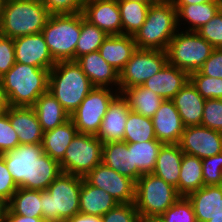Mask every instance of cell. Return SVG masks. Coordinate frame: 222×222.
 <instances>
[{"label": "cell", "instance_id": "4fadbf2b", "mask_svg": "<svg viewBox=\"0 0 222 222\" xmlns=\"http://www.w3.org/2000/svg\"><path fill=\"white\" fill-rule=\"evenodd\" d=\"M84 179L90 185L103 189L118 203H134L135 182L103 163L91 170Z\"/></svg>", "mask_w": 222, "mask_h": 222}, {"label": "cell", "instance_id": "db71d44e", "mask_svg": "<svg viewBox=\"0 0 222 222\" xmlns=\"http://www.w3.org/2000/svg\"><path fill=\"white\" fill-rule=\"evenodd\" d=\"M6 108H7L6 98L3 94L2 83H1V80H0V113L5 111Z\"/></svg>", "mask_w": 222, "mask_h": 222}, {"label": "cell", "instance_id": "816d5d0a", "mask_svg": "<svg viewBox=\"0 0 222 222\" xmlns=\"http://www.w3.org/2000/svg\"><path fill=\"white\" fill-rule=\"evenodd\" d=\"M212 1H220V0H173V5H190V4H200L207 3Z\"/></svg>", "mask_w": 222, "mask_h": 222}, {"label": "cell", "instance_id": "277c9868", "mask_svg": "<svg viewBox=\"0 0 222 222\" xmlns=\"http://www.w3.org/2000/svg\"><path fill=\"white\" fill-rule=\"evenodd\" d=\"M87 75L74 61H58L49 72L48 91L71 115L93 89Z\"/></svg>", "mask_w": 222, "mask_h": 222}, {"label": "cell", "instance_id": "7bdbcfd3", "mask_svg": "<svg viewBox=\"0 0 222 222\" xmlns=\"http://www.w3.org/2000/svg\"><path fill=\"white\" fill-rule=\"evenodd\" d=\"M19 143L18 135L8 117V106L0 113V154L15 149Z\"/></svg>", "mask_w": 222, "mask_h": 222}, {"label": "cell", "instance_id": "52a82bcc", "mask_svg": "<svg viewBox=\"0 0 222 222\" xmlns=\"http://www.w3.org/2000/svg\"><path fill=\"white\" fill-rule=\"evenodd\" d=\"M58 61H75V48L81 33V13L50 15L41 32Z\"/></svg>", "mask_w": 222, "mask_h": 222}, {"label": "cell", "instance_id": "b9f144b4", "mask_svg": "<svg viewBox=\"0 0 222 222\" xmlns=\"http://www.w3.org/2000/svg\"><path fill=\"white\" fill-rule=\"evenodd\" d=\"M196 32L214 48H222V8Z\"/></svg>", "mask_w": 222, "mask_h": 222}, {"label": "cell", "instance_id": "2e32d148", "mask_svg": "<svg viewBox=\"0 0 222 222\" xmlns=\"http://www.w3.org/2000/svg\"><path fill=\"white\" fill-rule=\"evenodd\" d=\"M82 13L86 20L107 35H122L118 0H87Z\"/></svg>", "mask_w": 222, "mask_h": 222}, {"label": "cell", "instance_id": "d6a6232c", "mask_svg": "<svg viewBox=\"0 0 222 222\" xmlns=\"http://www.w3.org/2000/svg\"><path fill=\"white\" fill-rule=\"evenodd\" d=\"M40 190L19 187L7 203L6 214L43 217Z\"/></svg>", "mask_w": 222, "mask_h": 222}, {"label": "cell", "instance_id": "f1b7e54d", "mask_svg": "<svg viewBox=\"0 0 222 222\" xmlns=\"http://www.w3.org/2000/svg\"><path fill=\"white\" fill-rule=\"evenodd\" d=\"M37 114L43 132L52 130L70 119L60 102L47 91L32 106Z\"/></svg>", "mask_w": 222, "mask_h": 222}, {"label": "cell", "instance_id": "d6986e66", "mask_svg": "<svg viewBox=\"0 0 222 222\" xmlns=\"http://www.w3.org/2000/svg\"><path fill=\"white\" fill-rule=\"evenodd\" d=\"M8 117L20 144H42L44 132L33 107L8 106Z\"/></svg>", "mask_w": 222, "mask_h": 222}, {"label": "cell", "instance_id": "e575fe53", "mask_svg": "<svg viewBox=\"0 0 222 222\" xmlns=\"http://www.w3.org/2000/svg\"><path fill=\"white\" fill-rule=\"evenodd\" d=\"M161 146L158 140L132 143V167H136L142 175L152 173Z\"/></svg>", "mask_w": 222, "mask_h": 222}, {"label": "cell", "instance_id": "cb8c5ba5", "mask_svg": "<svg viewBox=\"0 0 222 222\" xmlns=\"http://www.w3.org/2000/svg\"><path fill=\"white\" fill-rule=\"evenodd\" d=\"M102 163L135 183L142 175L136 167H132V143L122 141L103 144Z\"/></svg>", "mask_w": 222, "mask_h": 222}, {"label": "cell", "instance_id": "ab89813d", "mask_svg": "<svg viewBox=\"0 0 222 222\" xmlns=\"http://www.w3.org/2000/svg\"><path fill=\"white\" fill-rule=\"evenodd\" d=\"M204 186L222 185V152L202 159Z\"/></svg>", "mask_w": 222, "mask_h": 222}, {"label": "cell", "instance_id": "6f0895ef", "mask_svg": "<svg viewBox=\"0 0 222 222\" xmlns=\"http://www.w3.org/2000/svg\"><path fill=\"white\" fill-rule=\"evenodd\" d=\"M208 222H222V216L212 217Z\"/></svg>", "mask_w": 222, "mask_h": 222}, {"label": "cell", "instance_id": "7a4b0ae2", "mask_svg": "<svg viewBox=\"0 0 222 222\" xmlns=\"http://www.w3.org/2000/svg\"><path fill=\"white\" fill-rule=\"evenodd\" d=\"M49 72V69L16 62L0 78L7 106L32 107L48 91Z\"/></svg>", "mask_w": 222, "mask_h": 222}, {"label": "cell", "instance_id": "f5cc1de1", "mask_svg": "<svg viewBox=\"0 0 222 222\" xmlns=\"http://www.w3.org/2000/svg\"><path fill=\"white\" fill-rule=\"evenodd\" d=\"M139 222H165L161 216H140Z\"/></svg>", "mask_w": 222, "mask_h": 222}, {"label": "cell", "instance_id": "ee69618b", "mask_svg": "<svg viewBox=\"0 0 222 222\" xmlns=\"http://www.w3.org/2000/svg\"><path fill=\"white\" fill-rule=\"evenodd\" d=\"M139 217L134 203H118L102 216V222H139Z\"/></svg>", "mask_w": 222, "mask_h": 222}, {"label": "cell", "instance_id": "d4e9b609", "mask_svg": "<svg viewBox=\"0 0 222 222\" xmlns=\"http://www.w3.org/2000/svg\"><path fill=\"white\" fill-rule=\"evenodd\" d=\"M137 50L131 35H108L99 47L101 57L120 72Z\"/></svg>", "mask_w": 222, "mask_h": 222}, {"label": "cell", "instance_id": "ac0fdd59", "mask_svg": "<svg viewBox=\"0 0 222 222\" xmlns=\"http://www.w3.org/2000/svg\"><path fill=\"white\" fill-rule=\"evenodd\" d=\"M156 139L162 144H178L185 126L172 100H163L151 118Z\"/></svg>", "mask_w": 222, "mask_h": 222}, {"label": "cell", "instance_id": "11a10c76", "mask_svg": "<svg viewBox=\"0 0 222 222\" xmlns=\"http://www.w3.org/2000/svg\"><path fill=\"white\" fill-rule=\"evenodd\" d=\"M6 211H7V202L0 199V222H5Z\"/></svg>", "mask_w": 222, "mask_h": 222}, {"label": "cell", "instance_id": "4316f807", "mask_svg": "<svg viewBox=\"0 0 222 222\" xmlns=\"http://www.w3.org/2000/svg\"><path fill=\"white\" fill-rule=\"evenodd\" d=\"M118 202L103 189L90 185L84 178L79 198L80 213L102 217Z\"/></svg>", "mask_w": 222, "mask_h": 222}, {"label": "cell", "instance_id": "4dcf8cb0", "mask_svg": "<svg viewBox=\"0 0 222 222\" xmlns=\"http://www.w3.org/2000/svg\"><path fill=\"white\" fill-rule=\"evenodd\" d=\"M122 95L128 100L131 111L150 118L154 116L164 100L157 93L142 85L126 88Z\"/></svg>", "mask_w": 222, "mask_h": 222}, {"label": "cell", "instance_id": "44dd1931", "mask_svg": "<svg viewBox=\"0 0 222 222\" xmlns=\"http://www.w3.org/2000/svg\"><path fill=\"white\" fill-rule=\"evenodd\" d=\"M172 101L185 127L201 125L206 100L190 81L176 93Z\"/></svg>", "mask_w": 222, "mask_h": 222}, {"label": "cell", "instance_id": "6da1fadb", "mask_svg": "<svg viewBox=\"0 0 222 222\" xmlns=\"http://www.w3.org/2000/svg\"><path fill=\"white\" fill-rule=\"evenodd\" d=\"M1 155L18 187L46 190L62 172L59 162L44 153L42 144H20Z\"/></svg>", "mask_w": 222, "mask_h": 222}, {"label": "cell", "instance_id": "5bb4252c", "mask_svg": "<svg viewBox=\"0 0 222 222\" xmlns=\"http://www.w3.org/2000/svg\"><path fill=\"white\" fill-rule=\"evenodd\" d=\"M184 154L200 159L215 156L222 152V132L204 126L184 128L178 143Z\"/></svg>", "mask_w": 222, "mask_h": 222}, {"label": "cell", "instance_id": "e0dca14e", "mask_svg": "<svg viewBox=\"0 0 222 222\" xmlns=\"http://www.w3.org/2000/svg\"><path fill=\"white\" fill-rule=\"evenodd\" d=\"M130 111L128 100L122 93H119L111 101L96 135L102 144L123 141L127 116Z\"/></svg>", "mask_w": 222, "mask_h": 222}, {"label": "cell", "instance_id": "3957f363", "mask_svg": "<svg viewBox=\"0 0 222 222\" xmlns=\"http://www.w3.org/2000/svg\"><path fill=\"white\" fill-rule=\"evenodd\" d=\"M83 178L61 172L46 190H40L41 209L46 222H64L80 213L79 198Z\"/></svg>", "mask_w": 222, "mask_h": 222}, {"label": "cell", "instance_id": "680465c9", "mask_svg": "<svg viewBox=\"0 0 222 222\" xmlns=\"http://www.w3.org/2000/svg\"><path fill=\"white\" fill-rule=\"evenodd\" d=\"M155 4L156 3H172L173 0H152Z\"/></svg>", "mask_w": 222, "mask_h": 222}, {"label": "cell", "instance_id": "7c38bea8", "mask_svg": "<svg viewBox=\"0 0 222 222\" xmlns=\"http://www.w3.org/2000/svg\"><path fill=\"white\" fill-rule=\"evenodd\" d=\"M167 63V53L164 50L137 49L119 72V92L142 85Z\"/></svg>", "mask_w": 222, "mask_h": 222}, {"label": "cell", "instance_id": "8d00e7d4", "mask_svg": "<svg viewBox=\"0 0 222 222\" xmlns=\"http://www.w3.org/2000/svg\"><path fill=\"white\" fill-rule=\"evenodd\" d=\"M107 34L84 18L81 12V33L75 48V61L88 53L99 50Z\"/></svg>", "mask_w": 222, "mask_h": 222}, {"label": "cell", "instance_id": "f35d334b", "mask_svg": "<svg viewBox=\"0 0 222 222\" xmlns=\"http://www.w3.org/2000/svg\"><path fill=\"white\" fill-rule=\"evenodd\" d=\"M161 217L165 222H197L192 203L185 196H180Z\"/></svg>", "mask_w": 222, "mask_h": 222}, {"label": "cell", "instance_id": "9f6ffc18", "mask_svg": "<svg viewBox=\"0 0 222 222\" xmlns=\"http://www.w3.org/2000/svg\"><path fill=\"white\" fill-rule=\"evenodd\" d=\"M126 1H136V2L148 3L150 5L155 4L152 0H126Z\"/></svg>", "mask_w": 222, "mask_h": 222}, {"label": "cell", "instance_id": "30bf717a", "mask_svg": "<svg viewBox=\"0 0 222 222\" xmlns=\"http://www.w3.org/2000/svg\"><path fill=\"white\" fill-rule=\"evenodd\" d=\"M102 142L96 135L77 133L59 162L61 171L85 177L102 163Z\"/></svg>", "mask_w": 222, "mask_h": 222}, {"label": "cell", "instance_id": "484cf974", "mask_svg": "<svg viewBox=\"0 0 222 222\" xmlns=\"http://www.w3.org/2000/svg\"><path fill=\"white\" fill-rule=\"evenodd\" d=\"M174 7L176 8L179 30L181 24L184 25L187 22L188 27H184L186 31H197L222 8V2L212 1L200 4L174 5Z\"/></svg>", "mask_w": 222, "mask_h": 222}, {"label": "cell", "instance_id": "681fc988", "mask_svg": "<svg viewBox=\"0 0 222 222\" xmlns=\"http://www.w3.org/2000/svg\"><path fill=\"white\" fill-rule=\"evenodd\" d=\"M5 222H46L43 217H29L17 214H6Z\"/></svg>", "mask_w": 222, "mask_h": 222}, {"label": "cell", "instance_id": "83f0119b", "mask_svg": "<svg viewBox=\"0 0 222 222\" xmlns=\"http://www.w3.org/2000/svg\"><path fill=\"white\" fill-rule=\"evenodd\" d=\"M183 151L178 144H162L154 171V175L163 179L177 189Z\"/></svg>", "mask_w": 222, "mask_h": 222}, {"label": "cell", "instance_id": "ffe728a7", "mask_svg": "<svg viewBox=\"0 0 222 222\" xmlns=\"http://www.w3.org/2000/svg\"><path fill=\"white\" fill-rule=\"evenodd\" d=\"M76 62L94 87L115 88L119 91V72L101 57L99 51L83 55Z\"/></svg>", "mask_w": 222, "mask_h": 222}, {"label": "cell", "instance_id": "f6af8a7d", "mask_svg": "<svg viewBox=\"0 0 222 222\" xmlns=\"http://www.w3.org/2000/svg\"><path fill=\"white\" fill-rule=\"evenodd\" d=\"M87 0H41L50 15L76 14L83 12Z\"/></svg>", "mask_w": 222, "mask_h": 222}, {"label": "cell", "instance_id": "c3c4849f", "mask_svg": "<svg viewBox=\"0 0 222 222\" xmlns=\"http://www.w3.org/2000/svg\"><path fill=\"white\" fill-rule=\"evenodd\" d=\"M198 71L202 75L222 78V48H215Z\"/></svg>", "mask_w": 222, "mask_h": 222}, {"label": "cell", "instance_id": "5b68a950", "mask_svg": "<svg viewBox=\"0 0 222 222\" xmlns=\"http://www.w3.org/2000/svg\"><path fill=\"white\" fill-rule=\"evenodd\" d=\"M49 16L41 0L5 1L0 17V35L14 39L41 33Z\"/></svg>", "mask_w": 222, "mask_h": 222}, {"label": "cell", "instance_id": "d590c367", "mask_svg": "<svg viewBox=\"0 0 222 222\" xmlns=\"http://www.w3.org/2000/svg\"><path fill=\"white\" fill-rule=\"evenodd\" d=\"M157 140L152 119L130 111L127 116L123 142L136 143Z\"/></svg>", "mask_w": 222, "mask_h": 222}, {"label": "cell", "instance_id": "9a60e30c", "mask_svg": "<svg viewBox=\"0 0 222 222\" xmlns=\"http://www.w3.org/2000/svg\"><path fill=\"white\" fill-rule=\"evenodd\" d=\"M13 41L17 63L49 70L56 64L42 33L16 37Z\"/></svg>", "mask_w": 222, "mask_h": 222}, {"label": "cell", "instance_id": "bcb514c9", "mask_svg": "<svg viewBox=\"0 0 222 222\" xmlns=\"http://www.w3.org/2000/svg\"><path fill=\"white\" fill-rule=\"evenodd\" d=\"M16 63L13 38L0 35V78Z\"/></svg>", "mask_w": 222, "mask_h": 222}, {"label": "cell", "instance_id": "836d02e7", "mask_svg": "<svg viewBox=\"0 0 222 222\" xmlns=\"http://www.w3.org/2000/svg\"><path fill=\"white\" fill-rule=\"evenodd\" d=\"M122 22V35L134 34L141 28L151 6L148 3L118 0Z\"/></svg>", "mask_w": 222, "mask_h": 222}, {"label": "cell", "instance_id": "7dc6e473", "mask_svg": "<svg viewBox=\"0 0 222 222\" xmlns=\"http://www.w3.org/2000/svg\"><path fill=\"white\" fill-rule=\"evenodd\" d=\"M18 188L0 154V199L8 203Z\"/></svg>", "mask_w": 222, "mask_h": 222}, {"label": "cell", "instance_id": "60d3db41", "mask_svg": "<svg viewBox=\"0 0 222 222\" xmlns=\"http://www.w3.org/2000/svg\"><path fill=\"white\" fill-rule=\"evenodd\" d=\"M201 126L222 132V99H206Z\"/></svg>", "mask_w": 222, "mask_h": 222}, {"label": "cell", "instance_id": "7402d4cb", "mask_svg": "<svg viewBox=\"0 0 222 222\" xmlns=\"http://www.w3.org/2000/svg\"><path fill=\"white\" fill-rule=\"evenodd\" d=\"M189 81V74L175 66L166 64L159 72L146 80L142 86L154 91L164 100H172Z\"/></svg>", "mask_w": 222, "mask_h": 222}, {"label": "cell", "instance_id": "9c48e42d", "mask_svg": "<svg viewBox=\"0 0 222 222\" xmlns=\"http://www.w3.org/2000/svg\"><path fill=\"white\" fill-rule=\"evenodd\" d=\"M179 198L174 186L153 173L141 175L135 183L134 205L139 216H161Z\"/></svg>", "mask_w": 222, "mask_h": 222}, {"label": "cell", "instance_id": "8992f818", "mask_svg": "<svg viewBox=\"0 0 222 222\" xmlns=\"http://www.w3.org/2000/svg\"><path fill=\"white\" fill-rule=\"evenodd\" d=\"M178 30L173 3H156L149 7L145 22L133 37L137 49L166 51Z\"/></svg>", "mask_w": 222, "mask_h": 222}, {"label": "cell", "instance_id": "f907efd6", "mask_svg": "<svg viewBox=\"0 0 222 222\" xmlns=\"http://www.w3.org/2000/svg\"><path fill=\"white\" fill-rule=\"evenodd\" d=\"M64 222H102V217L78 213Z\"/></svg>", "mask_w": 222, "mask_h": 222}, {"label": "cell", "instance_id": "1f68e13d", "mask_svg": "<svg viewBox=\"0 0 222 222\" xmlns=\"http://www.w3.org/2000/svg\"><path fill=\"white\" fill-rule=\"evenodd\" d=\"M203 186L202 159L183 154L178 181V194L187 197L190 193Z\"/></svg>", "mask_w": 222, "mask_h": 222}, {"label": "cell", "instance_id": "603a6c76", "mask_svg": "<svg viewBox=\"0 0 222 222\" xmlns=\"http://www.w3.org/2000/svg\"><path fill=\"white\" fill-rule=\"evenodd\" d=\"M187 198L192 203L197 222L222 216V185L203 186Z\"/></svg>", "mask_w": 222, "mask_h": 222}, {"label": "cell", "instance_id": "f546056e", "mask_svg": "<svg viewBox=\"0 0 222 222\" xmlns=\"http://www.w3.org/2000/svg\"><path fill=\"white\" fill-rule=\"evenodd\" d=\"M77 133L78 130L71 119L52 130L44 132L42 139L44 153L60 162Z\"/></svg>", "mask_w": 222, "mask_h": 222}, {"label": "cell", "instance_id": "74e56055", "mask_svg": "<svg viewBox=\"0 0 222 222\" xmlns=\"http://www.w3.org/2000/svg\"><path fill=\"white\" fill-rule=\"evenodd\" d=\"M189 81L206 99H222V78L202 75L199 71L189 74Z\"/></svg>", "mask_w": 222, "mask_h": 222}, {"label": "cell", "instance_id": "8fae6325", "mask_svg": "<svg viewBox=\"0 0 222 222\" xmlns=\"http://www.w3.org/2000/svg\"><path fill=\"white\" fill-rule=\"evenodd\" d=\"M120 92L108 87H93L78 108L70 115L78 133L97 135L111 101Z\"/></svg>", "mask_w": 222, "mask_h": 222}, {"label": "cell", "instance_id": "ba28073f", "mask_svg": "<svg viewBox=\"0 0 222 222\" xmlns=\"http://www.w3.org/2000/svg\"><path fill=\"white\" fill-rule=\"evenodd\" d=\"M214 49L196 31L181 29L175 33L166 49L167 61L171 66L190 74L198 71L204 65Z\"/></svg>", "mask_w": 222, "mask_h": 222}, {"label": "cell", "instance_id": "91938a15", "mask_svg": "<svg viewBox=\"0 0 222 222\" xmlns=\"http://www.w3.org/2000/svg\"><path fill=\"white\" fill-rule=\"evenodd\" d=\"M4 4H5V0H0V17H1V13L3 10Z\"/></svg>", "mask_w": 222, "mask_h": 222}]
</instances>
